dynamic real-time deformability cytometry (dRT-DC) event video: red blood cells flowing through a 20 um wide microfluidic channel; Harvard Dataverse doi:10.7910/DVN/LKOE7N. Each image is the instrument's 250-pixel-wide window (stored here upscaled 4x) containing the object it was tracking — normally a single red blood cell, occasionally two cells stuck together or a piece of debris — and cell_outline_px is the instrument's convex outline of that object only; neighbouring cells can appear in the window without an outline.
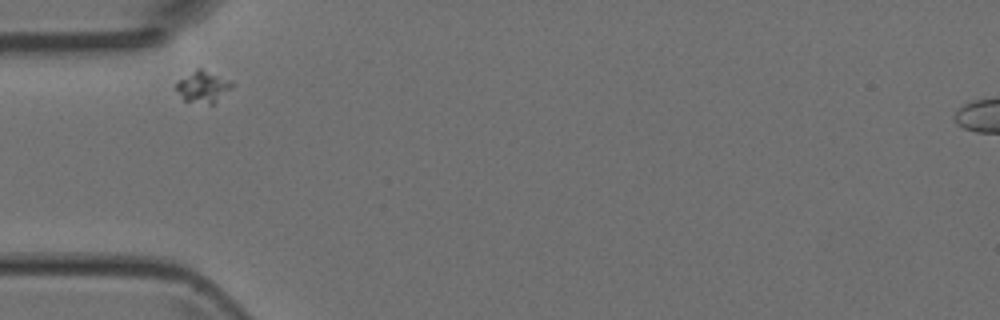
{"species": "Egyptian fruit bat (a non-hibernating species)", "species_latin": "Rousettus aegyptiacus", "temperature_condition": "room temperature", "stored_images_in_passage": 3, "camera_frame_rate_fps": 3000, "um_per_image_px": 0.085, "animal": {"sex": "female"}, "frame": {"image": 1, "passage_image": 1, "time_ms": 0.0, "image_size_px": [1000, 320], "cell_outline_px": [[232, 88], [212, 104], [208, 104], [184, 100], [176, 88], [176, 84], [180, 80], [196, 68], [200, 68], [232, 80]], "centroid_in_image_um": [17.28, 7.36], "position_along_channel_um": 67.7, "area_um2": 10.0}}
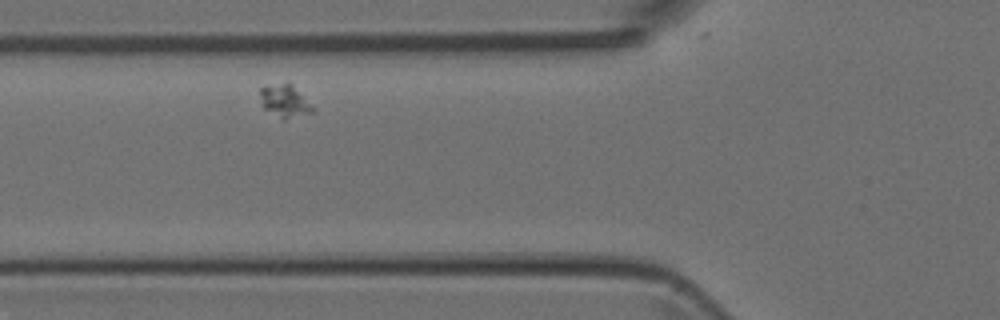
{"frame": {"image": 2, "passage_image": 2, "time_ms": 1.0, "image_size_px": [1000, 320], "cell_outline_px": [[316, 108], [312, 112], [284, 120], [264, 108], [260, 104], [260, 88], [288, 80]], "centroid_in_image_um": [24.22, 8.56], "position_along_channel_um": 101.6, "area_um2": 10.17}}